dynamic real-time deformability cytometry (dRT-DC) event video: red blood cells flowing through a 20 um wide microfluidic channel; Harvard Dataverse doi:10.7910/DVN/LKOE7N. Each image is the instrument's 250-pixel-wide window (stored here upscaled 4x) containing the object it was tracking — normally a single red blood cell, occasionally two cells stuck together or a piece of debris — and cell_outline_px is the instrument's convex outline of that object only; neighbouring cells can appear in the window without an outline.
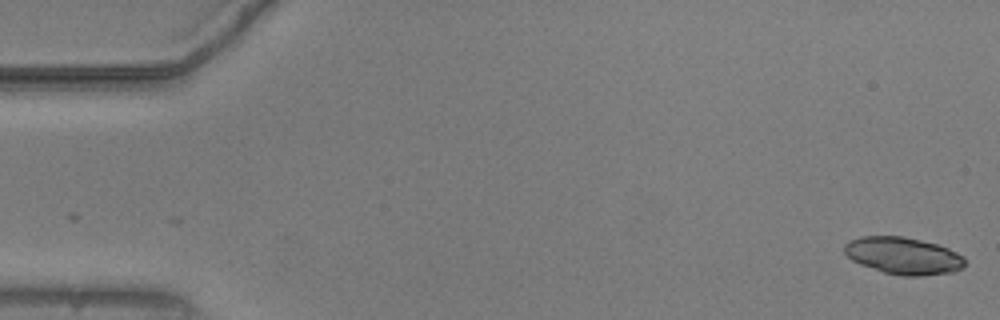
{"species": "common noctule bat (a hibernating species)", "species_latin": "Nyctalus noctula", "temperature_condition": "warm", "stored_images_in_passage": 17, "camera_frame_rate_fps": 3000, "um_per_image_px": 0.085, "animal": {"sex": "male", "body_mass_g": 20.5, "forearm_length_mm": 52.5}, "frame": {"image": 1, "passage_image": 1, "time_ms": 0.0, "image_size_px": [1000, 320], "cell_outline_px": [[964, 264], [960, 268], [952, 272], [924, 276], [900, 276], [884, 272], [860, 264], [852, 260], [844, 252], [844, 244], [860, 236], [904, 236], [936, 244], [948, 248], [964, 256]], "centroid_in_image_um": [76.77, 21.74], "position_along_channel_um": 8.2, "area_um2": 25.95}}
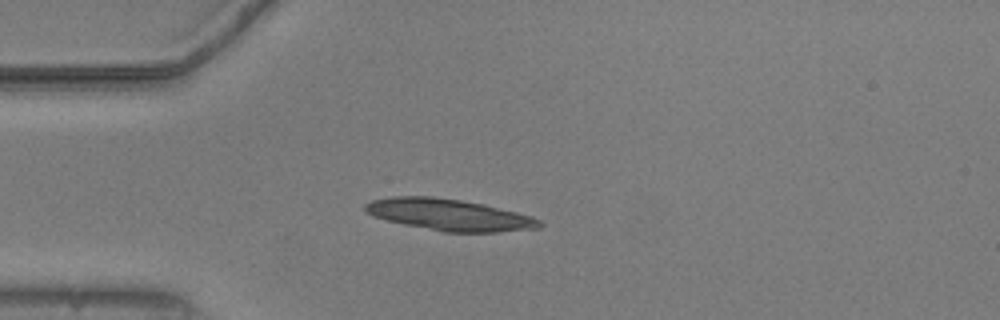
{"frame": {"image": 2, "passage_image": 14, "time_ms": 4.333, "image_size_px": [1000, 320], "cell_outline_px": [[544, 224], [540, 228], [496, 232], [444, 232], [404, 224], [372, 216], [364, 208], [364, 204], [372, 200], [392, 196], [432, 196], [460, 200], [484, 204], [532, 216], [540, 220]], "centroid_in_image_um": [38.2, 18.25], "position_along_channel_um": 46.8, "area_um2": 31.96}}